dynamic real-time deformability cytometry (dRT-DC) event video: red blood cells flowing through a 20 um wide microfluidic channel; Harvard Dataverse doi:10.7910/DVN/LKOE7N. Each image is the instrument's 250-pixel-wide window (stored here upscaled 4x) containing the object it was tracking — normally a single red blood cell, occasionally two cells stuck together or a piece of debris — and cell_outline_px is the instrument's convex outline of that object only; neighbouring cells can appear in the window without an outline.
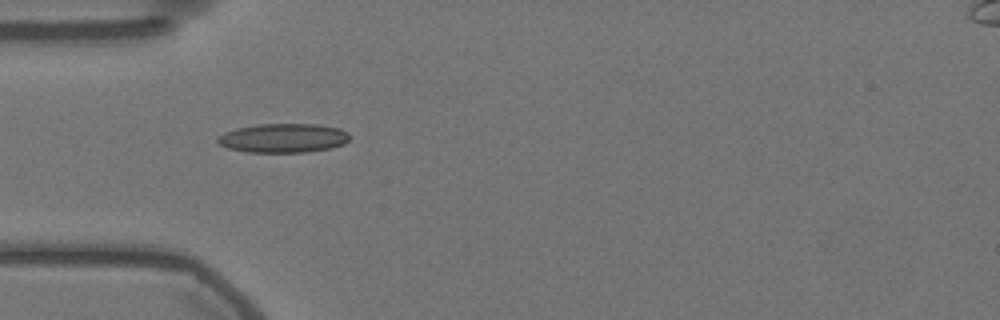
{"species": "Egyptian fruit bat (a non-hibernating species)", "species_latin": "Rousettus aegyptiacus", "temperature_condition": "warm", "stored_images_in_passage": 41, "camera_frame_rate_fps": 3000, "um_per_image_px": 0.085, "animal": {"sex": "female"}, "frame": {"image": 1, "passage_image": 1, "time_ms": 0.0, "image_size_px": [1000, 320], "cell_outline_px": [[348, 140], [344, 144], [328, 148], [304, 152], [248, 152], [228, 148], [220, 144], [216, 140], [220, 136], [236, 128], [260, 124], [316, 124], [340, 128], [348, 132]], "centroid_in_image_um": [24.1, 11.73], "position_along_channel_um": 60.9, "area_um2": 22.08}}
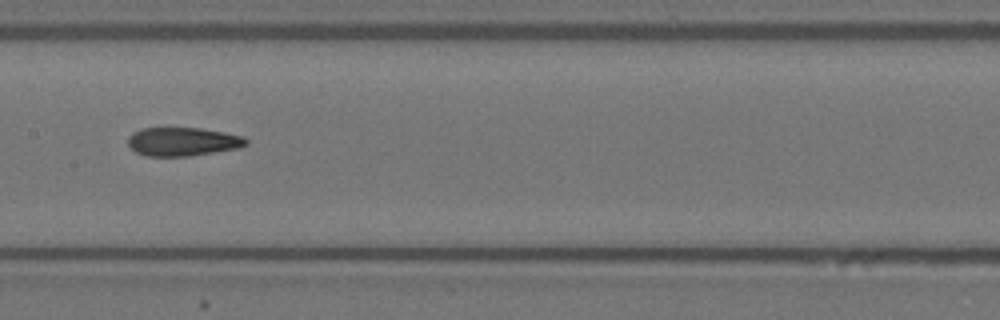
{"frame": {"image": 2, "passage_image": 12, "time_ms": 3.667, "image_size_px": [1000, 320], "cell_outline_px": [[248, 144], [240, 148], [188, 156], [144, 156], [136, 152], [128, 144], [128, 136], [132, 132], [140, 128], [164, 124], [200, 128], [224, 132], [244, 136], [248, 140]], "centroid_in_image_um": [15.48, 11.98], "position_along_channel_um": 191.9, "area_um2": 20.69}}
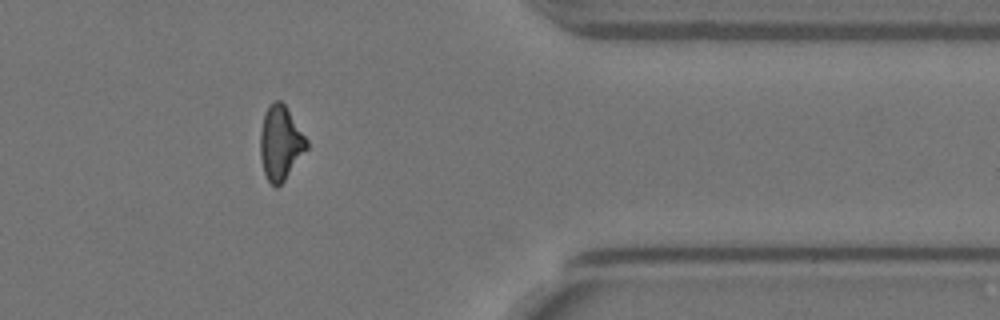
{"frame": {"image": 3, "passage_image": 30, "time_ms": 9.667, "image_size_px": [1000, 320], "cell_outline_px": [[308, 148], [284, 180], [276, 188], [268, 180], [264, 172], [260, 156], [260, 132], [264, 112], [268, 104], [276, 100], [280, 100], [284, 104], [308, 140]], "centroid_in_image_um": [23.83, 12.13], "position_along_channel_um": 387.6, "area_um2": 20.0}}